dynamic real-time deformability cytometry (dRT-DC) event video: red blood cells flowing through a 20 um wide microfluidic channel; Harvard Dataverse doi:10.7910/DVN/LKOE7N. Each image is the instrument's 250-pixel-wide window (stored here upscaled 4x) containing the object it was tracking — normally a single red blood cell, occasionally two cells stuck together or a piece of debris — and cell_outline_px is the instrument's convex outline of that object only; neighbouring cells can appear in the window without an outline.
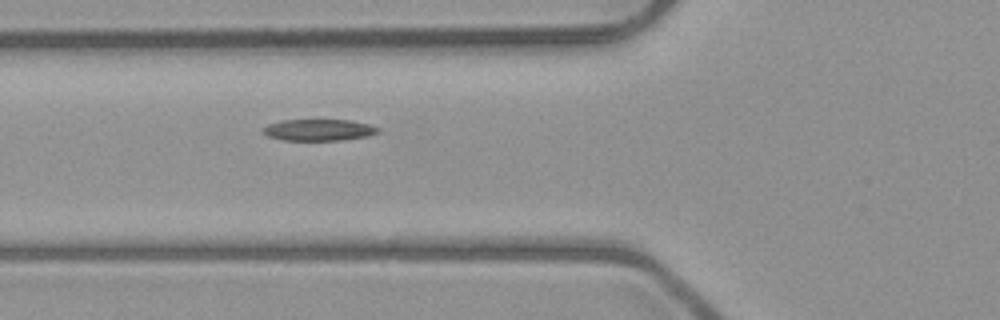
{"species": "common noctule bat (a hibernating species)", "species_latin": "Nyctalus noctula", "temperature_condition": "room temperature", "stored_images_in_passage": 3, "camera_frame_rate_fps": 3000, "um_per_image_px": 0.085, "animal": {"sex": "male", "body_mass_g": 23.1, "forearm_length_mm": 52.7}, "frame": {"image": 1, "passage_image": 3, "time_ms": 2.333, "image_size_px": [1000, 320], "cell_outline_px": [[380, 132], [368, 136], [340, 140], [284, 140], [268, 136], [260, 132], [260, 128], [268, 124], [280, 120], [352, 120], [368, 124], [380, 128]], "centroid_in_image_um": [27.06, 11.04], "position_along_channel_um": 98.7, "area_um2": 14.57}}